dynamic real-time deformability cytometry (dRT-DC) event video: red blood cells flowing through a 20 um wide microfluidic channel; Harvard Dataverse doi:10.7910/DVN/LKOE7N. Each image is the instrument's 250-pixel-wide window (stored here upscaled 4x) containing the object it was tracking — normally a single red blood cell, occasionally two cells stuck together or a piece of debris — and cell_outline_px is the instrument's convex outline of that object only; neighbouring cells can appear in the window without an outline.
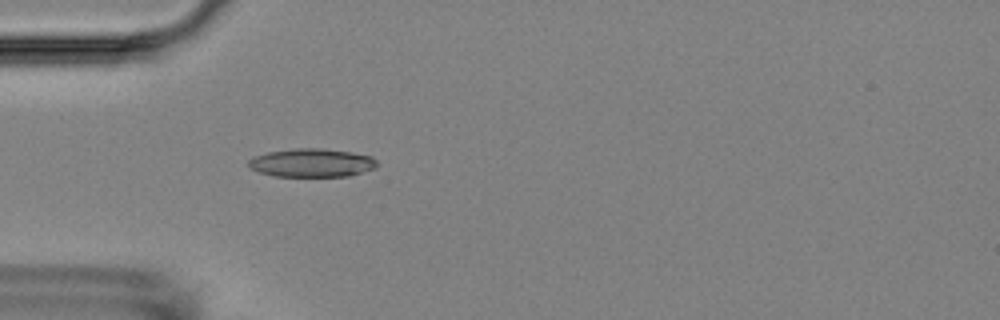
{"species": "Egyptian fruit bat (a non-hibernating species)", "species_latin": "Rousettus aegyptiacus", "temperature_condition": "room temperature", "stored_images_in_passage": 5, "camera_frame_rate_fps": 3000, "um_per_image_px": 0.085, "animal": {"sex": "female"}, "frame": {"image": 1, "passage_image": 5, "time_ms": 4.667, "image_size_px": [1000, 320], "cell_outline_px": [[376, 168], [348, 176], [272, 176], [248, 168], [248, 160], [252, 156], [268, 152], [296, 148], [320, 148], [348, 152], [372, 156], [376, 160]], "centroid_in_image_um": [26.45, 13.84], "position_along_channel_um": 58.5, "area_um2": 21.27}}